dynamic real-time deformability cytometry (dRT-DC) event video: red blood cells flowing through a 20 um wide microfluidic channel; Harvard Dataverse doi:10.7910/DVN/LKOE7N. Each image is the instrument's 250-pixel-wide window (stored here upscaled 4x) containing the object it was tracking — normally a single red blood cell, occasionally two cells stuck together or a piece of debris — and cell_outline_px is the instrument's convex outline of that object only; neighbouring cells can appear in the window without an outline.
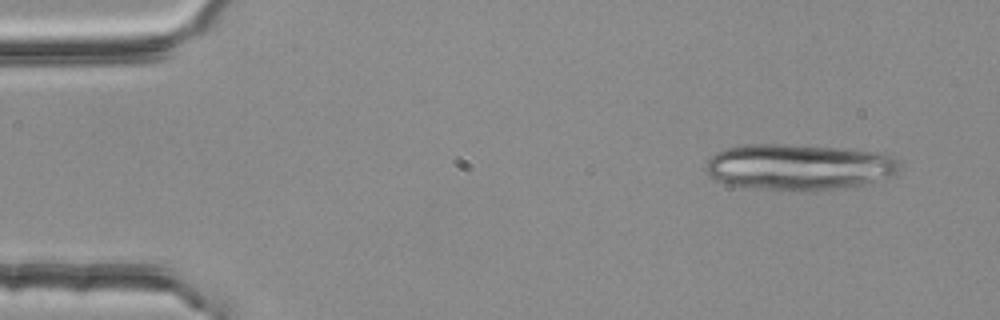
{"species": "common noctule bat (a hibernating species)", "species_latin": "Nyctalus noctula", "temperature_condition": "room temperature", "stored_images_in_passage": 3, "camera_frame_rate_fps": 3000, "um_per_image_px": 0.085, "animal": {"sex": "female", "body_mass_g": 25.1}, "frame": {"image": 1, "passage_image": 1, "time_ms": 0.0, "image_size_px": [1000, 320], "cell_outline_px": [[900, 172], [888, 176], [860, 184], [840, 188], [812, 192], [800, 192], [760, 188], [728, 184], [712, 180], [704, 172], [704, 164], [716, 152], [728, 148], [748, 144], [784, 144], [848, 148], [884, 152], [896, 160], [900, 168]], "centroid_in_image_um": [67.86, 14.19], "position_along_channel_um": 17.1, "area_um2": 52.54}}